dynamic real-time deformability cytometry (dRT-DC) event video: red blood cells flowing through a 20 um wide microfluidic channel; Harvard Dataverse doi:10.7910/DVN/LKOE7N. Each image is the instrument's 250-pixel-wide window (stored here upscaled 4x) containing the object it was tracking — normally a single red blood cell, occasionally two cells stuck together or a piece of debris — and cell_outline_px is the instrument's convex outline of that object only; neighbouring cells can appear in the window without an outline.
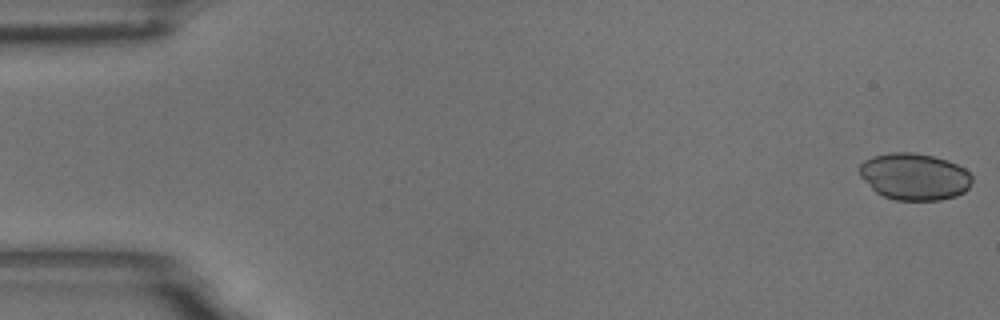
{"species": "common noctule bat (a hibernating species)", "species_latin": "Nyctalus noctula", "temperature_condition": "room temperature", "stored_images_in_passage": 57, "camera_frame_rate_fps": 3000, "um_per_image_px": 0.085, "animal": {"sex": "male", "body_mass_g": 18.8}, "frame": {"image": 1, "passage_image": 1, "time_ms": 0.0, "image_size_px": [1000, 320], "cell_outline_px": [[972, 180], [968, 188], [964, 192], [956, 196], [940, 200], [896, 200], [884, 196], [876, 192], [860, 176], [860, 164], [864, 160], [872, 156], [892, 152], [912, 152], [932, 156], [948, 160], [964, 168], [972, 176]], "centroid_in_image_um": [77.73, 15.0], "position_along_channel_um": 7.3, "area_um2": 30.69}}
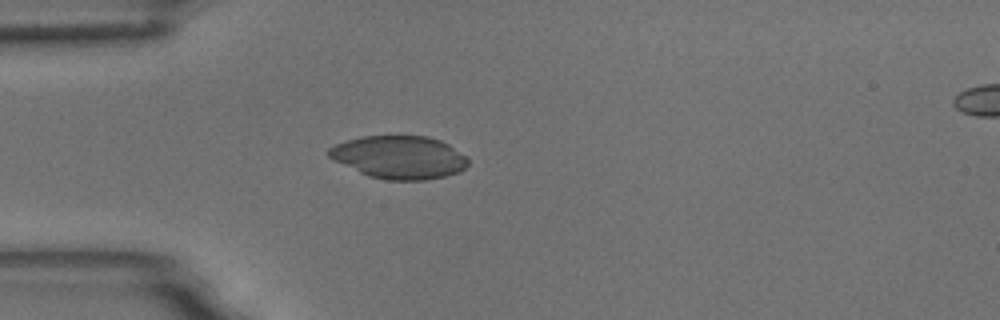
{"frame": {"image": 2, "passage_image": 16, "time_ms": 5.0, "image_size_px": [1000, 320], "cell_outline_px": [[468, 164], [460, 172], [428, 180], [388, 180], [368, 176], [328, 156], [328, 148], [336, 144], [360, 136], [428, 136], [440, 140], [448, 144], [468, 156]], "centroid_in_image_um": [33.99, 13.36], "position_along_channel_um": 51.0, "area_um2": 34.74}}
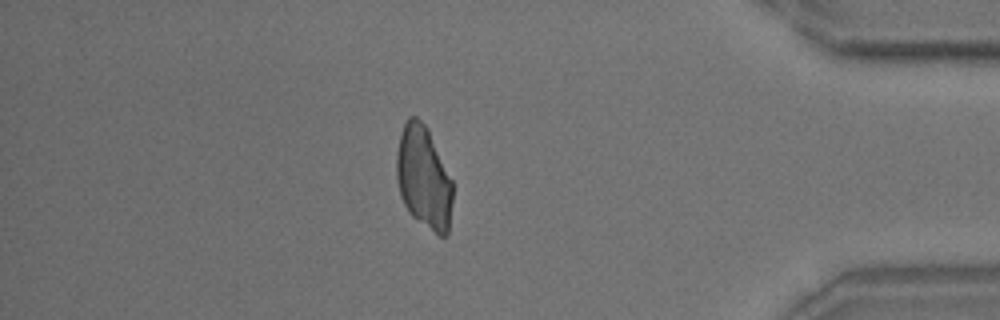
{"frame": {"image": 3, "passage_image": 49, "time_ms": 16.0, "image_size_px": [1000, 320], "cell_outline_px": [[452, 204], [448, 236], [440, 236], [412, 216], [408, 212], [400, 196], [396, 180], [396, 152], [400, 136], [404, 124], [408, 116], [416, 116], [428, 128], [452, 180]], "centroid_in_image_um": [36.0, 15.09], "position_along_channel_um": 399.2, "area_um2": 33.76}}